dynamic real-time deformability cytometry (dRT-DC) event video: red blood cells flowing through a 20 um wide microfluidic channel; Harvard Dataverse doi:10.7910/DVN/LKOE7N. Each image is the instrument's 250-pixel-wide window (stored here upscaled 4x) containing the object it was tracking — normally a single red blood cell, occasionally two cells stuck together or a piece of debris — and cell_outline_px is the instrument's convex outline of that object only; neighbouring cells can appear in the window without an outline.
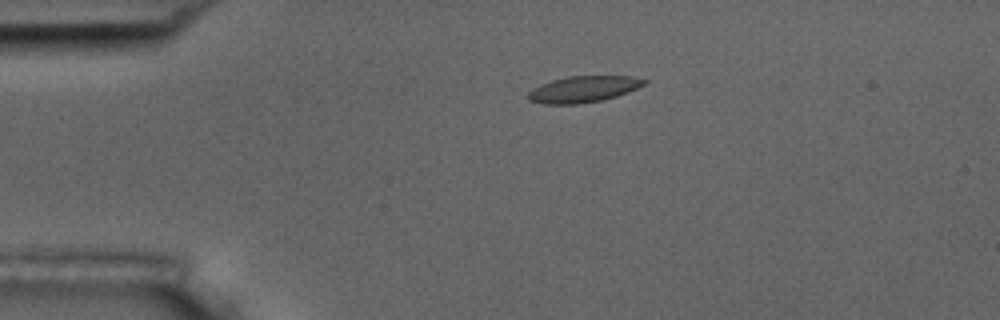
{"species": "common noctule bat (a hibernating species)", "species_latin": "Nyctalus noctula", "temperature_condition": "room temperature", "stored_images_in_passage": 44, "camera_frame_rate_fps": 3000, "um_per_image_px": 0.085, "animal": {"sex": "male", "body_mass_g": 17.5, "forearm_length_mm": 52.3}, "frame": {"image": 1, "passage_image": 1, "time_ms": 0.0, "image_size_px": [1000, 320], "cell_outline_px": [[648, 80], [644, 84], [628, 92], [616, 96], [600, 100], [576, 104], [544, 104], [528, 100], [528, 92], [532, 88], [540, 84], [552, 80], [568, 76], [632, 76]], "centroid_in_image_um": [49.55, 7.57], "position_along_channel_um": 35.5, "area_um2": 17.69}}
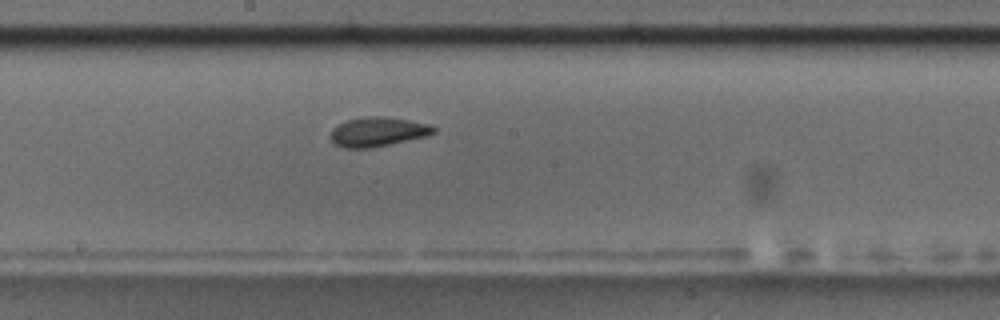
{"frame": {"image": 2, "passage_image": 19, "time_ms": 6.0, "image_size_px": [1000, 320], "cell_outline_px": [[436, 132], [428, 136], [372, 148], [344, 148], [336, 144], [328, 136], [332, 128], [336, 124], [348, 120], [368, 116], [384, 116], [408, 120], [428, 124], [436, 128]], "centroid_in_image_um": [32.09, 11.2], "position_along_channel_um": 216.1, "area_um2": 17.8}}
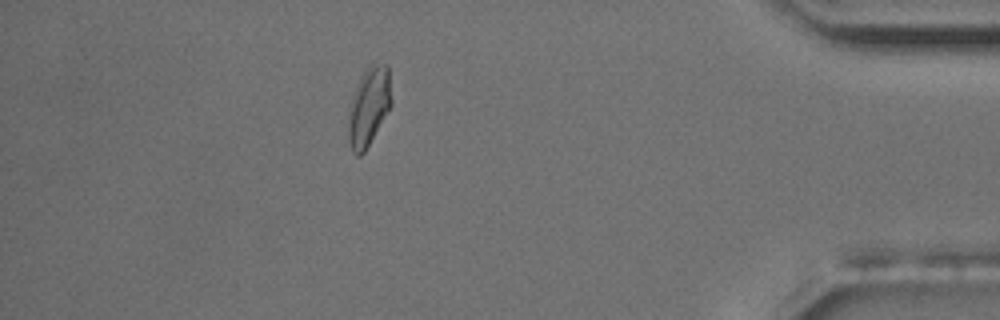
{"frame": {"image": 3, "passage_image": 38, "time_ms": 12.333, "image_size_px": [1000, 320], "cell_outline_px": [[392, 104], [388, 112], [364, 152], [360, 156], [356, 156], [352, 152], [348, 140], [348, 112], [352, 96], [356, 84], [360, 76], [372, 64], [388, 64], [392, 100]], "centroid_in_image_um": [31.34, 9.07], "position_along_channel_um": 403.9, "area_um2": 19.88}, "authors_computed_cell_mechanics": {"area_um2": 17.5134, "velocity_mm_per_s": 3.6595, "shape_relaxation_time_tau1_ms": 4.4004, "shape_relaxation_time_tau2_ms": 1.9587, "deformation_change_tau1": 0.1299, "deformation_change_tau2": 0.0715}}